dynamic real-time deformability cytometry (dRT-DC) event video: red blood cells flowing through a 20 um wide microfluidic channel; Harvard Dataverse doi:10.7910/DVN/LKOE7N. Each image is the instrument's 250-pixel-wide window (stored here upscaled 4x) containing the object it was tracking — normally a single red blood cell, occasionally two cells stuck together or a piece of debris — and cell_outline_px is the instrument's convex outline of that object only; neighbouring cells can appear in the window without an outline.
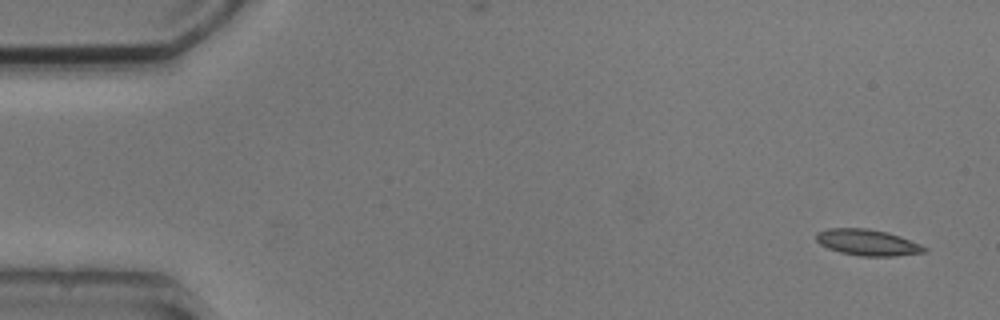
{"species": "common noctule bat (a hibernating species)", "species_latin": "Nyctalus noctula", "temperature_condition": "cold", "stored_images_in_passage": 9, "camera_frame_rate_fps": 3000, "um_per_image_px": 0.085, "animal": {"sex": "male", "body_mass_g": 20.5, "forearm_length_mm": 52.5}, "frame": {"image": 1, "passage_image": 1, "time_ms": 0.0, "image_size_px": [1000, 320], "cell_outline_px": [[928, 252], [896, 256], [860, 256], [840, 252], [828, 248], [820, 244], [816, 240], [816, 232], [828, 228], [868, 228], [888, 232], [900, 236], [920, 244], [928, 248]], "centroid_in_image_um": [73.76, 20.61], "position_along_channel_um": 11.2, "area_um2": 16.65}}